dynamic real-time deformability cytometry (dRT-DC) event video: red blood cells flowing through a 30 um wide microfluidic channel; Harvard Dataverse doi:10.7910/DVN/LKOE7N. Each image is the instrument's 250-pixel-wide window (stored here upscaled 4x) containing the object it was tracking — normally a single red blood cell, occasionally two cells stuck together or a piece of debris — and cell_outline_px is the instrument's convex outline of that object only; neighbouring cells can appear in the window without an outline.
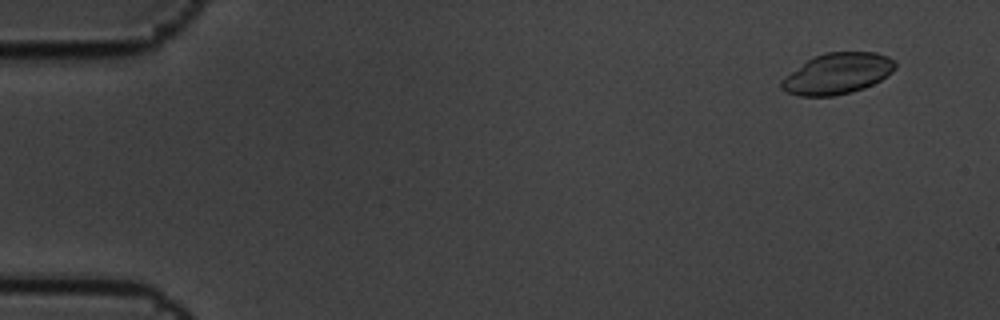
{"species": "common noctule bat (a hibernating species)", "species_latin": "Nyctalus noctula", "temperature_condition": "cold", "stored_images_in_passage": 7, "camera_frame_rate_fps": 3000, "um_per_image_px": 0.085, "animal": {"sex": "male", "body_mass_g": 19.5, "forearm_length_mm": 54.6}, "frame": {"image": 1, "passage_image": 2, "time_ms": 0.333, "image_size_px": [1000, 320], "cell_outline_px": [[896, 68], [892, 72], [880, 80], [864, 88], [852, 92], [832, 96], [800, 96], [788, 92], [780, 88], [780, 80], [784, 76], [808, 60], [824, 52], [876, 52], [888, 56], [896, 60]], "centroid_in_image_um": [71.19, 6.25], "position_along_channel_um": 13.8, "area_um2": 27.17}}
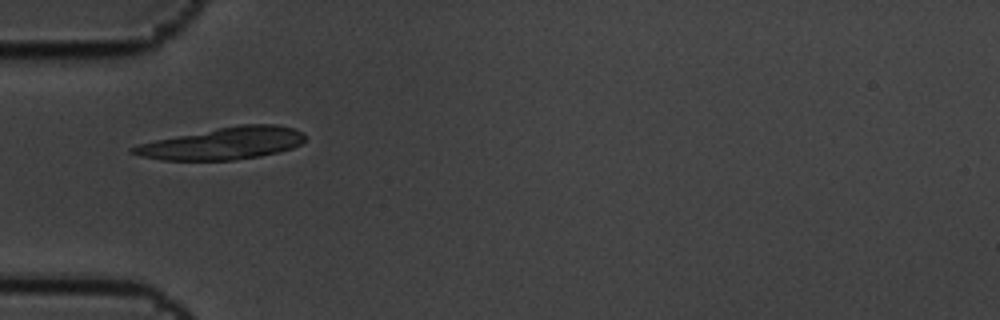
{"frame": {"image": 2, "passage_image": 6, "time_ms": 1.667, "image_size_px": [1000, 320], "cell_outline_px": [[304, 140], [300, 144], [292, 148], [260, 156], [232, 160], [160, 160], [140, 156], [128, 152], [128, 148], [140, 144], [156, 140], [216, 128], [244, 124], [276, 124], [292, 128], [304, 132]], "centroid_in_image_um": [18.93, 12.19], "position_along_channel_um": 66.1, "area_um2": 31.91}}